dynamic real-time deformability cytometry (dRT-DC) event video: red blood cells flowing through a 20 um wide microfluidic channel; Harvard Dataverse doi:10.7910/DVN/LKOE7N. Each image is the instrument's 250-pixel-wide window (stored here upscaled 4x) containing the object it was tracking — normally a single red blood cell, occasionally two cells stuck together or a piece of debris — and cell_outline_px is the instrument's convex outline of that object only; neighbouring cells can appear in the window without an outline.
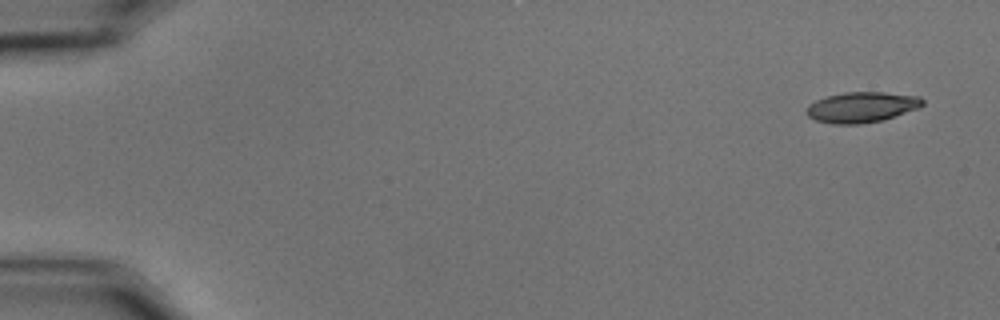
{"species": "common noctule bat (a hibernating species)", "species_latin": "Nyctalus noctula", "temperature_condition": "cold", "stored_images_in_passage": 56, "camera_frame_rate_fps": 3000, "um_per_image_px": 0.085, "animal": {"sex": "male", "body_mass_g": 15.6}, "frame": {"image": 1, "passage_image": 1, "time_ms": 0.0, "image_size_px": [1000, 320], "cell_outline_px": [[924, 104], [920, 108], [880, 120], [860, 124], [832, 124], [816, 120], [808, 116], [804, 112], [808, 104], [816, 100], [828, 96], [844, 92], [884, 92], [920, 96], [924, 100]], "centroid_in_image_um": [73.23, 9.1], "position_along_channel_um": 11.8, "area_um2": 20.69}}
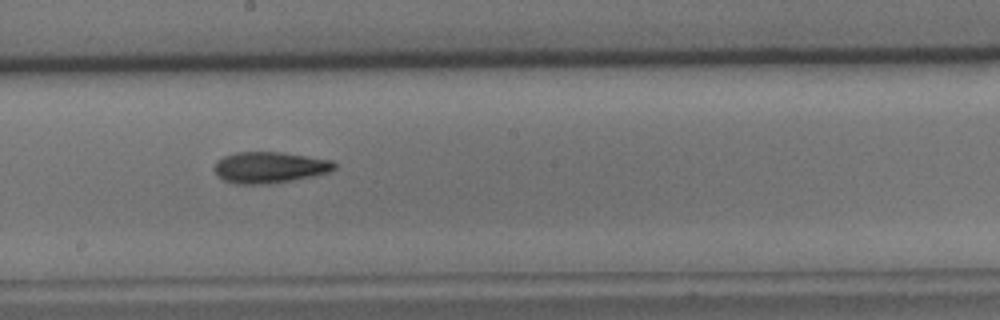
{"frame": {"image": 2, "passage_image": 31, "time_ms": 10.0, "image_size_px": [1000, 320], "cell_outline_px": [[336, 168], [332, 172], [292, 180], [264, 184], [236, 184], [224, 180], [216, 176], [212, 168], [216, 160], [224, 156], [236, 152], [280, 152], [332, 160], [336, 164]], "centroid_in_image_um": [22.88, 14.23], "position_along_channel_um": 225.3, "area_um2": 22.02}}
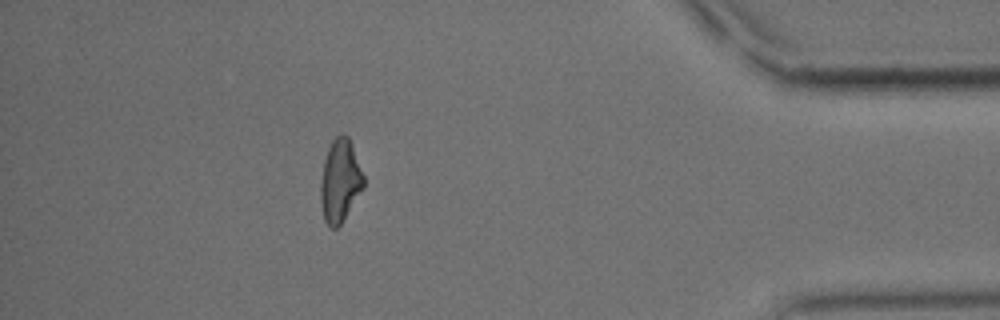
{"frame": {"image": 3, "passage_image": 50, "time_ms": 16.333, "image_size_px": [1000, 320], "cell_outline_px": [[364, 188], [340, 224], [336, 228], [332, 228], [324, 220], [320, 200], [320, 184], [324, 160], [328, 148], [332, 140], [340, 132], [344, 132], [348, 136], [352, 144], [364, 176]], "centroid_in_image_um": [28.9, 15.33], "position_along_channel_um": 406.3, "area_um2": 20.81}, "authors_computed_cell_mechanics": {"area_um2": 21.1837, "velocity_mm_per_s": 3.5022, "shape_relaxation_time_tau1_ms": 6.5439, "shape_relaxation_time_tau2_ms": 6.101, "deformation_change_tau1": 0.1662, "deformation_change_tau2": 0.1588}}